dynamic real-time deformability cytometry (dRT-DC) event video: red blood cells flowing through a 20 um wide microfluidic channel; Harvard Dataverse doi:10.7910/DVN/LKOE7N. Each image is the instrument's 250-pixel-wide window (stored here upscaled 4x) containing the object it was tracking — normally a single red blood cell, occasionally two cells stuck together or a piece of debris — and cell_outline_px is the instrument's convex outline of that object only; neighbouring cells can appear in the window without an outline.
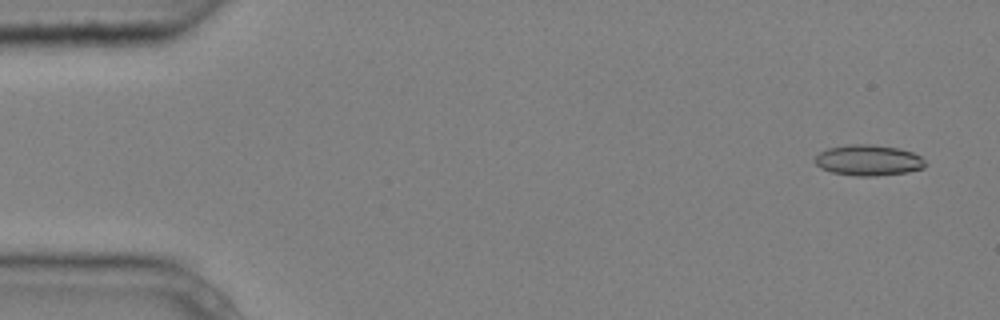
{"species": "common noctule bat (a hibernating species)", "species_latin": "Nyctalus noctula", "temperature_condition": "cold", "stored_images_in_passage": 5, "camera_frame_rate_fps": 3000, "um_per_image_px": 0.085, "animal": {"sex": "male", "body_mass_g": 20.4}, "frame": {"image": 1, "passage_image": 1, "time_ms": 0.0, "image_size_px": [1000, 320], "cell_outline_px": [[928, 164], [924, 168], [908, 172], [876, 176], [856, 176], [832, 172], [820, 168], [816, 164], [816, 156], [820, 152], [828, 148], [844, 144], [872, 144], [900, 148], [912, 152], [920, 156]], "centroid_in_image_um": [73.84, 13.61], "position_along_channel_um": 11.2, "area_um2": 20.0}}